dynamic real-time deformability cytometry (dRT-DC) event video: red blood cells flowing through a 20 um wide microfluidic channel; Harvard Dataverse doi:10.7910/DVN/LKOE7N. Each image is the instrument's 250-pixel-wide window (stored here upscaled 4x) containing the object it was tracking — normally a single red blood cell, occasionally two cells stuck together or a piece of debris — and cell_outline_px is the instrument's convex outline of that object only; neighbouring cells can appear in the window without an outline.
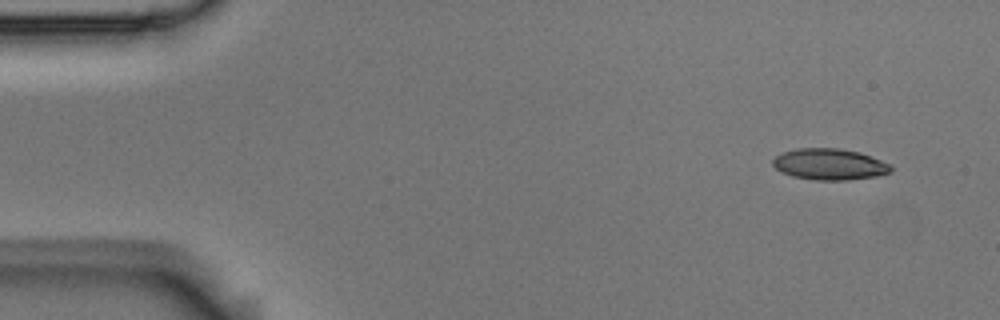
{"species": "Egyptian fruit bat (a non-hibernating species)", "species_latin": "Rousettus aegyptiacus", "temperature_condition": "room temperature", "stored_images_in_passage": 4, "camera_frame_rate_fps": 3000, "um_per_image_px": 0.085, "animal": {"sex": "male"}, "frame": {"image": 1, "passage_image": 1, "time_ms": 0.0, "image_size_px": [1000, 320], "cell_outline_px": [[892, 168], [888, 172], [876, 176], [848, 180], [816, 180], [792, 176], [780, 172], [772, 164], [772, 160], [776, 156], [784, 152], [796, 148], [840, 148], [860, 152], [892, 164]], "centroid_in_image_um": [70.5, 13.96], "position_along_channel_um": 14.5, "area_um2": 21.56}}
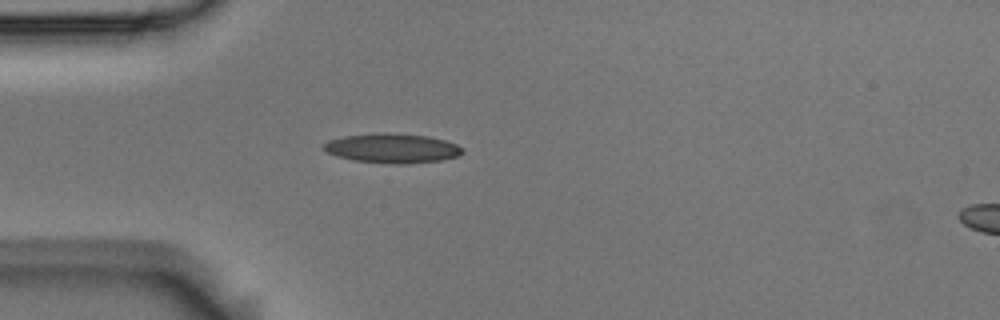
{"frame": {"image": 2, "passage_image": 4, "time_ms": 1.0, "image_size_px": [1000, 320], "cell_outline_px": [[464, 152], [460, 156], [440, 160], [408, 164], [396, 164], [356, 160], [336, 156], [320, 148], [328, 140], [344, 136], [384, 132], [428, 136], [444, 140], [456, 144], [464, 148]], "centroid_in_image_um": [33.36, 12.6], "position_along_channel_um": 51.6, "area_um2": 23.87}}